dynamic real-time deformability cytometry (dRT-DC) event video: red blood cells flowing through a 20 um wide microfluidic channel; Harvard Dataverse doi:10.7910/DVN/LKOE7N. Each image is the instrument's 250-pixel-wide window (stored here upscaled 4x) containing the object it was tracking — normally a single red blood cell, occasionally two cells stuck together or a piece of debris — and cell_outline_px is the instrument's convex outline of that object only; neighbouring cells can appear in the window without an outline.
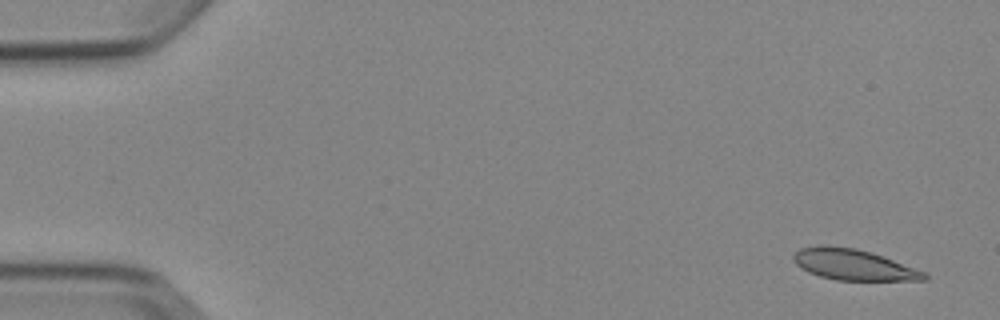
{"species": "Egyptian fruit bat (a non-hibernating species)", "species_latin": "Rousettus aegyptiacus", "temperature_condition": "cold", "stored_images_in_passage": 4, "camera_frame_rate_fps": 3000, "um_per_image_px": 0.085, "animal": {"sex": "female"}, "frame": {"image": 1, "passage_image": 1, "time_ms": 0.0, "image_size_px": [1000, 320], "cell_outline_px": [[928, 280], [836, 280], [820, 276], [808, 272], [800, 268], [792, 260], [792, 256], [800, 248], [820, 244], [824, 244], [856, 248], [872, 252], [924, 272], [928, 276]], "centroid_in_image_um": [72.47, 22.48], "position_along_channel_um": 12.5, "area_um2": 23.58}}
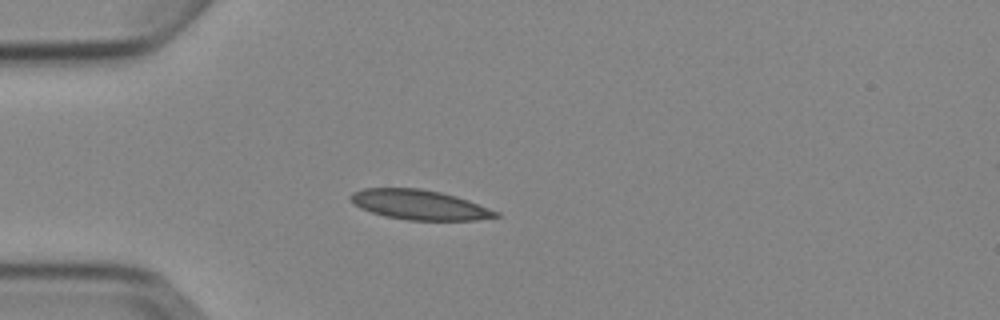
{"frame": {"image": 2, "passage_image": 4, "time_ms": 4.0, "image_size_px": [1000, 320], "cell_outline_px": [[500, 216], [476, 220], [408, 220], [384, 216], [360, 208], [348, 196], [352, 192], [364, 188], [420, 188], [440, 192], [456, 196], [468, 200], [500, 212]], "centroid_in_image_um": [35.66, 17.4], "position_along_channel_um": 49.3, "area_um2": 25.14}}